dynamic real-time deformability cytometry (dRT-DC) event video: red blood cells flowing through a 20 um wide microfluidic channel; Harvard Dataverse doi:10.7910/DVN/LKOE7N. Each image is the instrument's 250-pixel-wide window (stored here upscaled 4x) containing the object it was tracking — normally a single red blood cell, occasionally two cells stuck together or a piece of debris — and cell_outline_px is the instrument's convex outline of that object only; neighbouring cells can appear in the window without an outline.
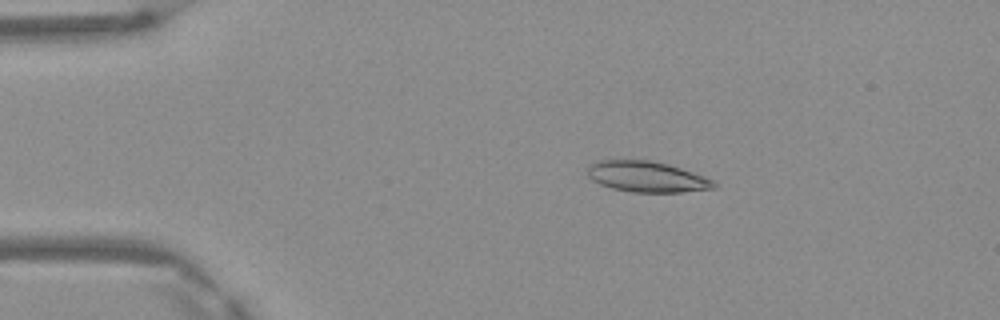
{"species": "Egyptian fruit bat (a non-hibernating species)", "species_latin": "Rousettus aegyptiacus", "temperature_condition": "warm", "stored_images_in_passage": 6, "camera_frame_rate_fps": 3000, "um_per_image_px": 0.085, "frame": {"image": 1, "passage_image": 3, "time_ms": 0.667, "image_size_px": [1000, 320], "cell_outline_px": [[716, 188], [680, 192], [632, 192], [612, 188], [600, 184], [592, 180], [588, 176], [588, 164], [600, 160], [648, 160], [668, 164], [716, 180]], "centroid_in_image_um": [54.98, 15.02], "position_along_channel_um": 30.0, "area_um2": 22.66}}
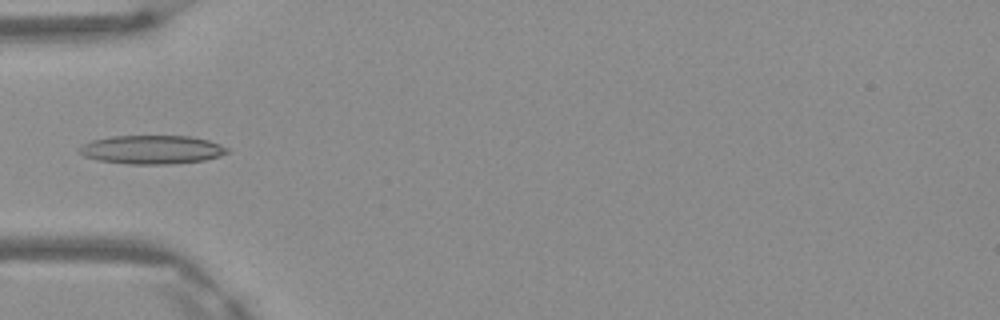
{"frame": {"image": 2, "passage_image": 5, "time_ms": 1.333, "image_size_px": [1000, 320], "cell_outline_px": [[232, 152], [220, 156], [204, 160], [168, 164], [128, 164], [100, 160], [84, 156], [80, 152], [80, 144], [92, 140], [112, 136], [188, 136], [208, 140], [220, 144], [228, 148]], "centroid_in_image_um": [12.94, 12.71], "position_along_channel_um": 72.1, "area_um2": 24.68}}
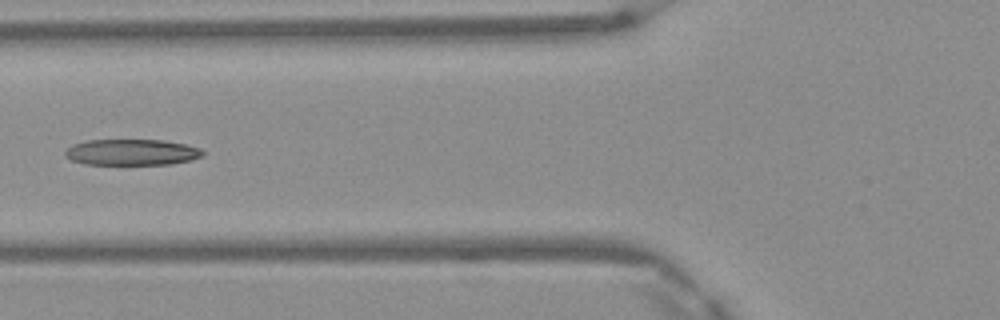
{"frame": {"image": 3, "passage_image": 6, "time_ms": 1.667, "image_size_px": [1000, 320], "cell_outline_px": [[204, 156], [192, 160], [172, 164], [84, 164], [72, 160], [64, 156], [64, 152], [72, 144], [88, 140], [164, 140], [188, 144], [200, 148], [204, 152]], "centroid_in_image_um": [11.23, 12.93], "position_along_channel_um": 114.6, "area_um2": 21.1}}